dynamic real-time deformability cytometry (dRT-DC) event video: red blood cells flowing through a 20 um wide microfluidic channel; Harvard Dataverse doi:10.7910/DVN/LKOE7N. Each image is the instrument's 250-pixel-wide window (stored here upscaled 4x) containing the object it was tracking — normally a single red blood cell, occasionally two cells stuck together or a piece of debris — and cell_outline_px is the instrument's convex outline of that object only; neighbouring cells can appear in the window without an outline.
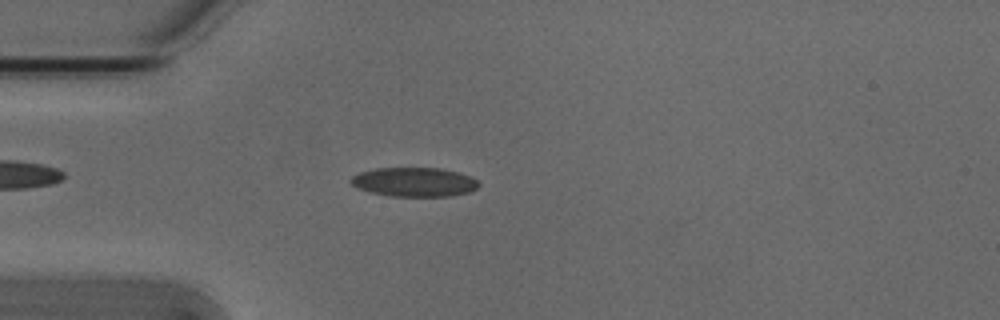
{"species": "Egyptian fruit bat (a non-hibernating species)", "species_latin": "Rousettus aegyptiacus", "temperature_condition": "cold", "stored_images_in_passage": 42, "camera_frame_rate_fps": 3000, "um_per_image_px": 0.085, "animal": {"sex": "male"}, "frame": {"image": 1, "passage_image": 13, "time_ms": 4.0, "image_size_px": [1000, 320], "cell_outline_px": [[480, 184], [476, 188], [468, 192], [452, 196], [392, 196], [368, 192], [356, 188], [348, 180], [352, 176], [360, 172], [376, 168], [440, 168], [472, 176]], "centroid_in_image_um": [35.18, 15.47], "position_along_channel_um": 49.8, "area_um2": 21.79}}
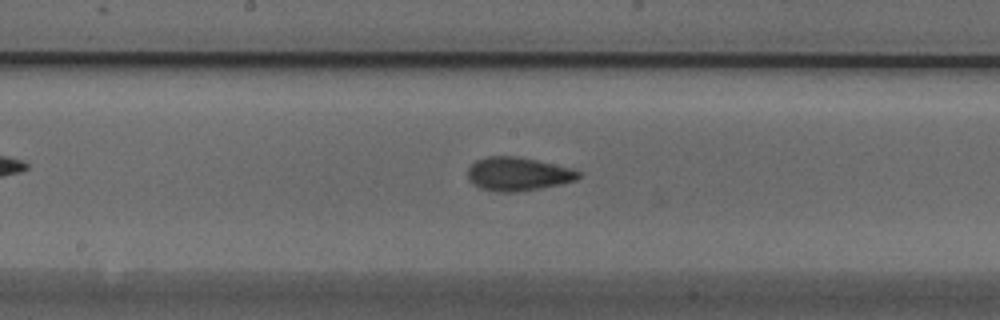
{"frame": {"image": 2, "passage_image": 26, "time_ms": 8.333, "image_size_px": [1000, 320], "cell_outline_px": [[580, 176], [576, 180], [560, 184], [540, 188], [516, 192], [500, 192], [480, 188], [472, 184], [468, 180], [468, 168], [476, 160], [488, 156], [516, 156], [536, 160], [572, 168], [580, 172]], "centroid_in_image_um": [44.0, 14.79], "position_along_channel_um": 204.2, "area_um2": 21.62}}
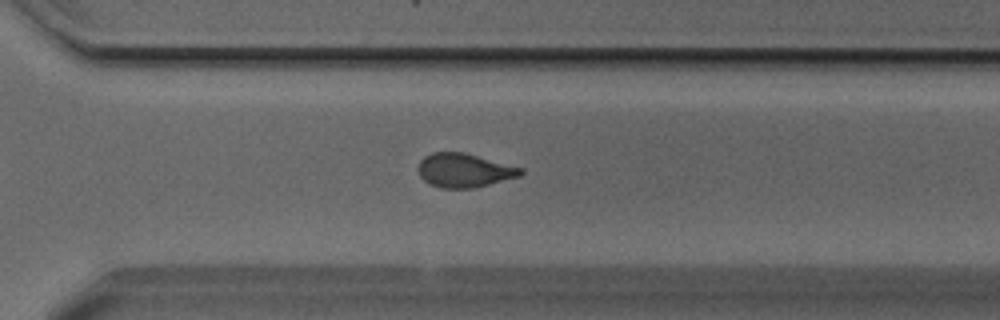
{"frame": {"image": 3, "passage_image": 36, "time_ms": 11.667, "image_size_px": [1000, 320], "cell_outline_px": [[524, 172], [520, 176], [472, 188], [440, 188], [428, 184], [420, 176], [416, 168], [420, 160], [424, 156], [432, 152], [464, 152], [524, 168]], "centroid_in_image_um": [39.43, 14.47], "position_along_channel_um": 331.2, "area_um2": 20.4}, "authors_computed_cell_mechanics": {"area_um2": 21.0681, "velocity_mm_per_s": 3.8188, "shape_relaxation_time_tau1_ms": 5.3234, "shape_relaxation_time_tau2_ms": 2.3404, "deformation_change_tau1": 0.1433, "deformation_change_tau2": 0.0738}}